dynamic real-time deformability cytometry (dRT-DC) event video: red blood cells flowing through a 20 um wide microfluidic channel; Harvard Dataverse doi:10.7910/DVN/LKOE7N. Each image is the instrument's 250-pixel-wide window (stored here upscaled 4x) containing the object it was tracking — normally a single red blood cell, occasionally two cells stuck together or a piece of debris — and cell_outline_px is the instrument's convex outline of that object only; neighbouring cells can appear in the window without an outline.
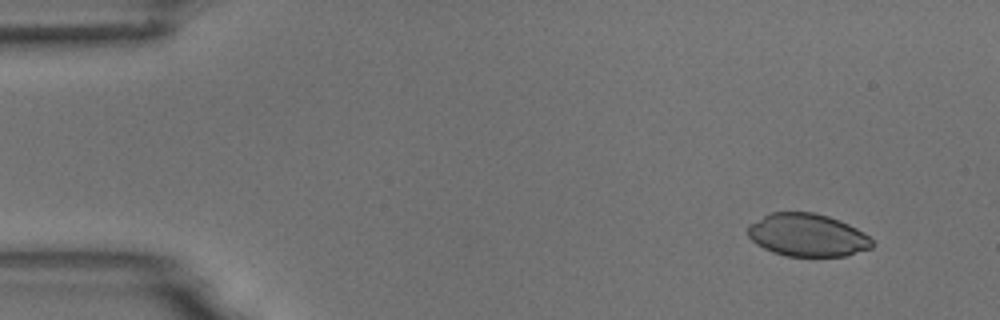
{"species": "common noctule bat (a hibernating species)", "species_latin": "Nyctalus noctula", "temperature_condition": "room temperature", "stored_images_in_passage": 8, "camera_frame_rate_fps": 3000, "um_per_image_px": 0.085, "animal": {"sex": "male", "body_mass_g": 18.8}, "frame": {"image": 1, "passage_image": 2, "time_ms": 0.333, "image_size_px": [1000, 320], "cell_outline_px": [[876, 244], [872, 248], [844, 256], [788, 256], [772, 252], [756, 244], [748, 236], [748, 224], [768, 212], [812, 212], [828, 216], [840, 220], [864, 232]], "centroid_in_image_um": [68.62, 19.97], "position_along_channel_um": 16.4, "area_um2": 31.21}}